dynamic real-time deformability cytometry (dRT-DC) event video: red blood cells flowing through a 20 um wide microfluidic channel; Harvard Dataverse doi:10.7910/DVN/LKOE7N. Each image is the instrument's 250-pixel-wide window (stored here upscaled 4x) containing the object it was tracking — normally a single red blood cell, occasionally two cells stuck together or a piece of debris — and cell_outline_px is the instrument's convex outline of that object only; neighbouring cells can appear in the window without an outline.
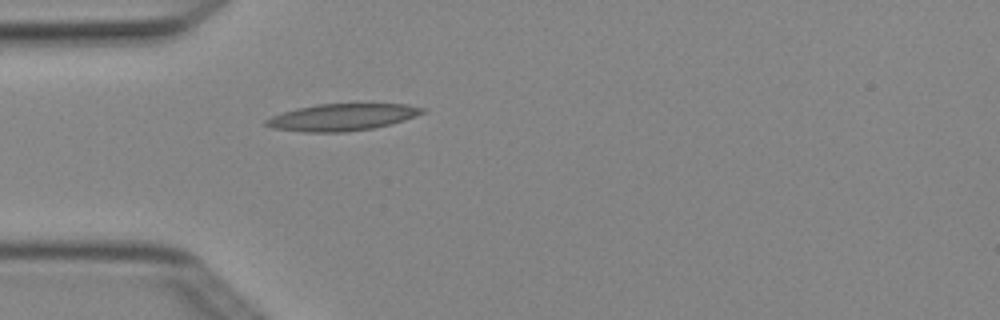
{"species": "Egyptian fruit bat (a non-hibernating species)", "species_latin": "Rousettus aegyptiacus", "temperature_condition": "cold", "stored_images_in_passage": 3, "camera_frame_rate_fps": 3000, "um_per_image_px": 0.085, "animal": {"sex": "female"}, "frame": {"image": 1, "passage_image": 3, "time_ms": 0.667, "image_size_px": [1000, 320], "cell_outline_px": [[428, 108], [424, 112], [416, 116], [404, 120], [372, 128], [344, 132], [304, 132], [272, 128], [264, 124], [264, 120], [272, 116], [284, 112], [300, 108], [320, 104], [408, 104]], "centroid_in_image_um": [29.1, 9.96], "position_along_channel_um": 55.9, "area_um2": 24.28}}